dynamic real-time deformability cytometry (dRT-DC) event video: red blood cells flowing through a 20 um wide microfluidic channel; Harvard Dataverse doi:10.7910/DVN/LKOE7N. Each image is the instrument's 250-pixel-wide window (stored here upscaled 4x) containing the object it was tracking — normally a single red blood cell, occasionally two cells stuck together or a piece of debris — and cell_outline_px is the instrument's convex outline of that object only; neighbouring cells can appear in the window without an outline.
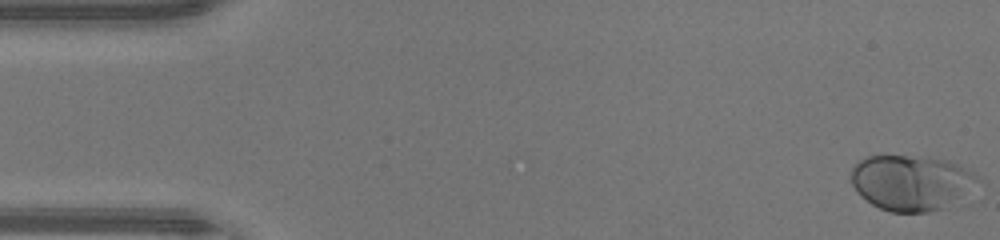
{"species": "human", "species_latin": "Homo sapiens", "temperature_condition": "warm", "stored_images_in_passage": 47, "camera_frame_rate_fps": 3000, "um_per_image_px": 0.085, "donor": {"sex": "male"}, "frame": {"image": 1, "passage_image": 1, "time_ms": 0.0, "image_size_px": [1000, 240], "cell_outline_px": [[980, 176], [956, 204], [948, 208], [928, 212], [892, 212], [880, 208], [872, 204], [852, 184], [852, 168], [860, 160], [868, 156], [928, 156], [948, 160], [976, 172]], "centroid_in_image_um": [77.51, 15.52], "position_along_channel_um": 7.5, "area_um2": 40.81}}
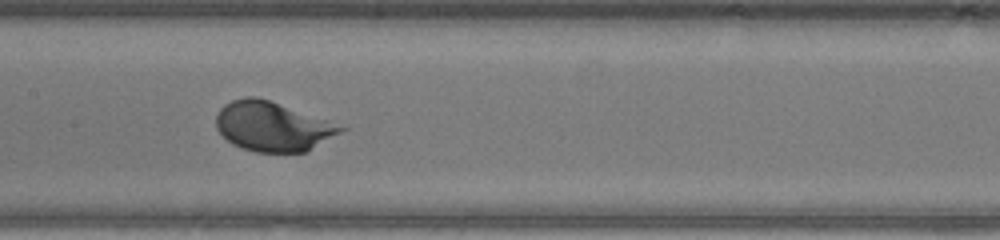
{"frame": {"image": 2, "passage_image": 23, "time_ms": 7.333, "image_size_px": [1000, 240], "cell_outline_px": [[348, 128], [308, 152], [256, 152], [240, 148], [232, 144], [216, 128], [216, 116], [220, 108], [224, 104], [232, 100], [248, 96], [256, 96], [268, 100]], "centroid_in_image_um": [23.14, 10.76], "position_along_channel_um": 184.3, "area_um2": 35.6}}
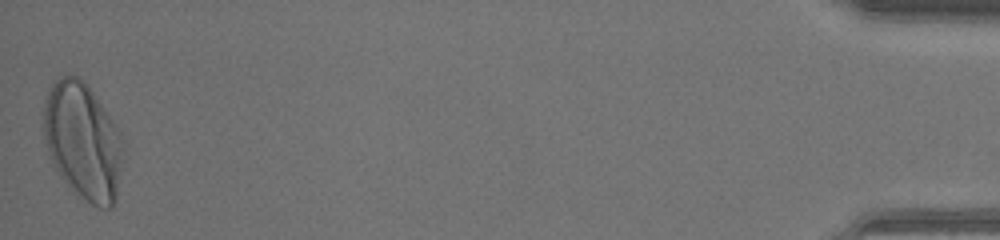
{"frame": {"image": 3, "passage_image": 47, "time_ms": 15.333, "image_size_px": [1000, 240], "cell_outline_px": [[124, 152], [116, 200], [112, 208], [100, 208], [92, 204], [72, 192], [60, 176], [48, 152], [44, 136], [44, 100], [48, 88], [52, 80], [64, 76], [76, 76], [84, 80], [112, 120], [120, 132]], "centroid_in_image_um": [7.04, 12.01], "position_along_channel_um": 428.2, "area_um2": 54.33}, "authors_computed_cell_mechanics": {"area_um2": 36.4718, "velocity_mm_per_s": 4.3745, "shape_relaxation_time_tau1_ms": 1.6693, "shape_relaxation_time_tau2_ms": null, "deformation_change_tau1": 0.1524, "deformation_change_tau2": null}}